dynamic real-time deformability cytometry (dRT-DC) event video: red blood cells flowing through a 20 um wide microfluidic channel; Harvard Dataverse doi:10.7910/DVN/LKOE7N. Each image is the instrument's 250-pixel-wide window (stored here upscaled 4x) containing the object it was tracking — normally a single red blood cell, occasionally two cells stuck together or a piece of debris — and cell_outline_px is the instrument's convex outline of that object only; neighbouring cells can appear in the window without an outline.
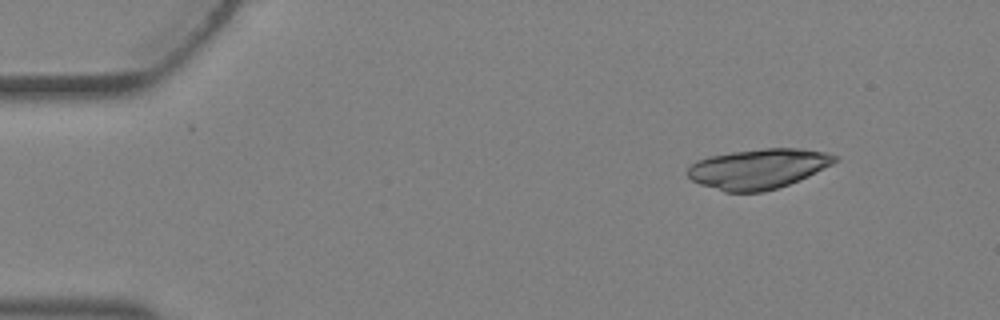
{"species": "Egyptian fruit bat (a non-hibernating species)", "species_latin": "Rousettus aegyptiacus", "temperature_condition": "warm", "stored_images_in_passage": 2, "camera_frame_rate_fps": 3000, "um_per_image_px": 0.085, "animal": {"sex": "female"}, "frame": {"image": 1, "passage_image": 2, "time_ms": 0.333, "image_size_px": [1000, 320], "cell_outline_px": [[836, 160], [832, 164], [808, 176], [788, 184], [764, 192], [724, 192], [700, 184], [692, 180], [688, 176], [688, 168], [696, 160], [712, 156], [732, 152], [764, 148], [796, 148], [828, 152], [836, 156]], "centroid_in_image_um": [64.44, 14.34], "position_along_channel_um": 20.6, "area_um2": 34.04}}